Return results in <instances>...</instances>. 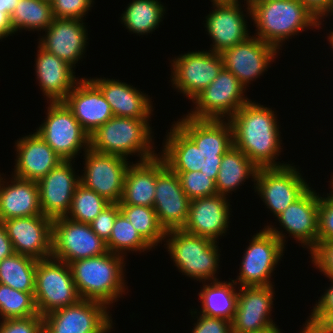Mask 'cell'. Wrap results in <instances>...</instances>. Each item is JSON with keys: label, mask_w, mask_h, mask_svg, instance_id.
Returning <instances> with one entry per match:
<instances>
[{"label": "cell", "mask_w": 333, "mask_h": 333, "mask_svg": "<svg viewBox=\"0 0 333 333\" xmlns=\"http://www.w3.org/2000/svg\"><path fill=\"white\" fill-rule=\"evenodd\" d=\"M300 330H301L300 333H328V332H325L320 326L314 327V328H303Z\"/></svg>", "instance_id": "54"}, {"label": "cell", "mask_w": 333, "mask_h": 333, "mask_svg": "<svg viewBox=\"0 0 333 333\" xmlns=\"http://www.w3.org/2000/svg\"><path fill=\"white\" fill-rule=\"evenodd\" d=\"M83 19L54 18L38 44L75 68L86 53L88 31Z\"/></svg>", "instance_id": "23"}, {"label": "cell", "mask_w": 333, "mask_h": 333, "mask_svg": "<svg viewBox=\"0 0 333 333\" xmlns=\"http://www.w3.org/2000/svg\"><path fill=\"white\" fill-rule=\"evenodd\" d=\"M272 286L239 287L233 333H249L274 325L271 318L275 289Z\"/></svg>", "instance_id": "24"}, {"label": "cell", "mask_w": 333, "mask_h": 333, "mask_svg": "<svg viewBox=\"0 0 333 333\" xmlns=\"http://www.w3.org/2000/svg\"><path fill=\"white\" fill-rule=\"evenodd\" d=\"M231 281H206L198 293L201 309L197 313L233 321L236 312L239 286ZM237 288V290H236Z\"/></svg>", "instance_id": "31"}, {"label": "cell", "mask_w": 333, "mask_h": 333, "mask_svg": "<svg viewBox=\"0 0 333 333\" xmlns=\"http://www.w3.org/2000/svg\"><path fill=\"white\" fill-rule=\"evenodd\" d=\"M328 333H333V313L320 325Z\"/></svg>", "instance_id": "52"}, {"label": "cell", "mask_w": 333, "mask_h": 333, "mask_svg": "<svg viewBox=\"0 0 333 333\" xmlns=\"http://www.w3.org/2000/svg\"><path fill=\"white\" fill-rule=\"evenodd\" d=\"M190 199L181 187L179 176L171 171L164 160L156 156V187L154 210L159 223L167 232L182 229L187 220Z\"/></svg>", "instance_id": "17"}, {"label": "cell", "mask_w": 333, "mask_h": 333, "mask_svg": "<svg viewBox=\"0 0 333 333\" xmlns=\"http://www.w3.org/2000/svg\"><path fill=\"white\" fill-rule=\"evenodd\" d=\"M124 260V256L108 251L71 262L69 265L80 298L99 301L112 308L113 303L128 291Z\"/></svg>", "instance_id": "3"}, {"label": "cell", "mask_w": 333, "mask_h": 333, "mask_svg": "<svg viewBox=\"0 0 333 333\" xmlns=\"http://www.w3.org/2000/svg\"><path fill=\"white\" fill-rule=\"evenodd\" d=\"M0 173V221L43 215L37 182L14 175L9 181Z\"/></svg>", "instance_id": "29"}, {"label": "cell", "mask_w": 333, "mask_h": 333, "mask_svg": "<svg viewBox=\"0 0 333 333\" xmlns=\"http://www.w3.org/2000/svg\"><path fill=\"white\" fill-rule=\"evenodd\" d=\"M34 315H39L34 292L15 290L0 283V318L2 320Z\"/></svg>", "instance_id": "39"}, {"label": "cell", "mask_w": 333, "mask_h": 333, "mask_svg": "<svg viewBox=\"0 0 333 333\" xmlns=\"http://www.w3.org/2000/svg\"><path fill=\"white\" fill-rule=\"evenodd\" d=\"M52 219L45 215L4 220L15 253L36 260L52 255Z\"/></svg>", "instance_id": "20"}, {"label": "cell", "mask_w": 333, "mask_h": 333, "mask_svg": "<svg viewBox=\"0 0 333 333\" xmlns=\"http://www.w3.org/2000/svg\"><path fill=\"white\" fill-rule=\"evenodd\" d=\"M295 166L292 163L283 167L258 169L253 189L274 217L280 215L310 188Z\"/></svg>", "instance_id": "12"}, {"label": "cell", "mask_w": 333, "mask_h": 333, "mask_svg": "<svg viewBox=\"0 0 333 333\" xmlns=\"http://www.w3.org/2000/svg\"><path fill=\"white\" fill-rule=\"evenodd\" d=\"M277 115L272 108L250 100L229 119L233 145L258 167H283L289 163L276 161L282 152Z\"/></svg>", "instance_id": "2"}, {"label": "cell", "mask_w": 333, "mask_h": 333, "mask_svg": "<svg viewBox=\"0 0 333 333\" xmlns=\"http://www.w3.org/2000/svg\"><path fill=\"white\" fill-rule=\"evenodd\" d=\"M106 252V242L91 229L90 224L75 222L67 217L53 219L52 258L70 264Z\"/></svg>", "instance_id": "13"}, {"label": "cell", "mask_w": 333, "mask_h": 333, "mask_svg": "<svg viewBox=\"0 0 333 333\" xmlns=\"http://www.w3.org/2000/svg\"><path fill=\"white\" fill-rule=\"evenodd\" d=\"M10 19L15 33L22 30L41 32V30L45 31L51 25L54 17L50 2L19 0Z\"/></svg>", "instance_id": "35"}, {"label": "cell", "mask_w": 333, "mask_h": 333, "mask_svg": "<svg viewBox=\"0 0 333 333\" xmlns=\"http://www.w3.org/2000/svg\"><path fill=\"white\" fill-rule=\"evenodd\" d=\"M83 155L85 163H83V174L80 175L81 184L95 191L110 203H120L124 177L131 163L127 161L129 159L98 153L90 148Z\"/></svg>", "instance_id": "16"}, {"label": "cell", "mask_w": 333, "mask_h": 333, "mask_svg": "<svg viewBox=\"0 0 333 333\" xmlns=\"http://www.w3.org/2000/svg\"><path fill=\"white\" fill-rule=\"evenodd\" d=\"M164 242L171 260L182 275L199 282L218 280L216 273L219 272L221 255L218 242L183 229L167 231Z\"/></svg>", "instance_id": "6"}, {"label": "cell", "mask_w": 333, "mask_h": 333, "mask_svg": "<svg viewBox=\"0 0 333 333\" xmlns=\"http://www.w3.org/2000/svg\"><path fill=\"white\" fill-rule=\"evenodd\" d=\"M48 103L46 118L36 133L63 160L75 161L83 149L85 152L90 148L89 134L63 101Z\"/></svg>", "instance_id": "8"}, {"label": "cell", "mask_w": 333, "mask_h": 333, "mask_svg": "<svg viewBox=\"0 0 333 333\" xmlns=\"http://www.w3.org/2000/svg\"><path fill=\"white\" fill-rule=\"evenodd\" d=\"M244 3L247 7L244 10L241 3L212 5L213 10L206 16L204 23L205 31L213 43L209 51L221 53L251 36L247 26L248 16L251 18L250 5Z\"/></svg>", "instance_id": "19"}, {"label": "cell", "mask_w": 333, "mask_h": 333, "mask_svg": "<svg viewBox=\"0 0 333 333\" xmlns=\"http://www.w3.org/2000/svg\"><path fill=\"white\" fill-rule=\"evenodd\" d=\"M330 182V186L329 187L331 189V191H329L330 193H327V195L333 200V175L331 176V181H328Z\"/></svg>", "instance_id": "58"}, {"label": "cell", "mask_w": 333, "mask_h": 333, "mask_svg": "<svg viewBox=\"0 0 333 333\" xmlns=\"http://www.w3.org/2000/svg\"><path fill=\"white\" fill-rule=\"evenodd\" d=\"M273 1H281V0H249L248 3H268Z\"/></svg>", "instance_id": "57"}, {"label": "cell", "mask_w": 333, "mask_h": 333, "mask_svg": "<svg viewBox=\"0 0 333 333\" xmlns=\"http://www.w3.org/2000/svg\"><path fill=\"white\" fill-rule=\"evenodd\" d=\"M0 333H43L42 316L12 318L0 321Z\"/></svg>", "instance_id": "44"}, {"label": "cell", "mask_w": 333, "mask_h": 333, "mask_svg": "<svg viewBox=\"0 0 333 333\" xmlns=\"http://www.w3.org/2000/svg\"><path fill=\"white\" fill-rule=\"evenodd\" d=\"M109 309L99 301L80 299L42 316L43 333H109L113 329Z\"/></svg>", "instance_id": "11"}, {"label": "cell", "mask_w": 333, "mask_h": 333, "mask_svg": "<svg viewBox=\"0 0 333 333\" xmlns=\"http://www.w3.org/2000/svg\"><path fill=\"white\" fill-rule=\"evenodd\" d=\"M94 0H53L51 2L54 18L84 19Z\"/></svg>", "instance_id": "41"}, {"label": "cell", "mask_w": 333, "mask_h": 333, "mask_svg": "<svg viewBox=\"0 0 333 333\" xmlns=\"http://www.w3.org/2000/svg\"><path fill=\"white\" fill-rule=\"evenodd\" d=\"M110 104L113 115L135 119H151L153 103L148 94L126 82L115 79L89 78Z\"/></svg>", "instance_id": "28"}, {"label": "cell", "mask_w": 333, "mask_h": 333, "mask_svg": "<svg viewBox=\"0 0 333 333\" xmlns=\"http://www.w3.org/2000/svg\"><path fill=\"white\" fill-rule=\"evenodd\" d=\"M325 196L319 197L317 242L333 241V200Z\"/></svg>", "instance_id": "43"}, {"label": "cell", "mask_w": 333, "mask_h": 333, "mask_svg": "<svg viewBox=\"0 0 333 333\" xmlns=\"http://www.w3.org/2000/svg\"><path fill=\"white\" fill-rule=\"evenodd\" d=\"M156 187V157L130 163L124 177L123 195L119 205L153 207Z\"/></svg>", "instance_id": "30"}, {"label": "cell", "mask_w": 333, "mask_h": 333, "mask_svg": "<svg viewBox=\"0 0 333 333\" xmlns=\"http://www.w3.org/2000/svg\"><path fill=\"white\" fill-rule=\"evenodd\" d=\"M332 285H329L325 292L319 297L318 302L313 306L312 312L307 317L303 328L319 327L333 313V278H328Z\"/></svg>", "instance_id": "42"}, {"label": "cell", "mask_w": 333, "mask_h": 333, "mask_svg": "<svg viewBox=\"0 0 333 333\" xmlns=\"http://www.w3.org/2000/svg\"><path fill=\"white\" fill-rule=\"evenodd\" d=\"M159 0H132L121 15V23L129 32L148 35L164 19L166 8Z\"/></svg>", "instance_id": "33"}, {"label": "cell", "mask_w": 333, "mask_h": 333, "mask_svg": "<svg viewBox=\"0 0 333 333\" xmlns=\"http://www.w3.org/2000/svg\"><path fill=\"white\" fill-rule=\"evenodd\" d=\"M230 202L227 196L220 194L191 200L182 229L217 242L226 235L230 225Z\"/></svg>", "instance_id": "22"}, {"label": "cell", "mask_w": 333, "mask_h": 333, "mask_svg": "<svg viewBox=\"0 0 333 333\" xmlns=\"http://www.w3.org/2000/svg\"><path fill=\"white\" fill-rule=\"evenodd\" d=\"M309 254L315 268L327 278H333V241L317 242Z\"/></svg>", "instance_id": "46"}, {"label": "cell", "mask_w": 333, "mask_h": 333, "mask_svg": "<svg viewBox=\"0 0 333 333\" xmlns=\"http://www.w3.org/2000/svg\"><path fill=\"white\" fill-rule=\"evenodd\" d=\"M165 137L158 155L171 171H201L215 181L223 155L233 146L232 126L225 119H195L184 114Z\"/></svg>", "instance_id": "1"}, {"label": "cell", "mask_w": 333, "mask_h": 333, "mask_svg": "<svg viewBox=\"0 0 333 333\" xmlns=\"http://www.w3.org/2000/svg\"><path fill=\"white\" fill-rule=\"evenodd\" d=\"M212 5L215 4H234V3H241L240 0H210ZM248 2L247 0H244Z\"/></svg>", "instance_id": "55"}, {"label": "cell", "mask_w": 333, "mask_h": 333, "mask_svg": "<svg viewBox=\"0 0 333 333\" xmlns=\"http://www.w3.org/2000/svg\"><path fill=\"white\" fill-rule=\"evenodd\" d=\"M109 252L126 256L128 252H144L153 248L142 238L130 221L121 213L117 214L112 233L106 241ZM127 251V252H126Z\"/></svg>", "instance_id": "37"}, {"label": "cell", "mask_w": 333, "mask_h": 333, "mask_svg": "<svg viewBox=\"0 0 333 333\" xmlns=\"http://www.w3.org/2000/svg\"><path fill=\"white\" fill-rule=\"evenodd\" d=\"M249 241L239 275L233 281L239 287L272 286L271 277L284 255V245L266 228L259 230Z\"/></svg>", "instance_id": "10"}, {"label": "cell", "mask_w": 333, "mask_h": 333, "mask_svg": "<svg viewBox=\"0 0 333 333\" xmlns=\"http://www.w3.org/2000/svg\"><path fill=\"white\" fill-rule=\"evenodd\" d=\"M74 162L63 160L37 182L42 214L52 220L66 217L74 192L81 183L72 166Z\"/></svg>", "instance_id": "21"}, {"label": "cell", "mask_w": 333, "mask_h": 333, "mask_svg": "<svg viewBox=\"0 0 333 333\" xmlns=\"http://www.w3.org/2000/svg\"><path fill=\"white\" fill-rule=\"evenodd\" d=\"M329 33H330L329 35L327 34V39L331 46V50L333 51V31H331L330 29Z\"/></svg>", "instance_id": "56"}, {"label": "cell", "mask_w": 333, "mask_h": 333, "mask_svg": "<svg viewBox=\"0 0 333 333\" xmlns=\"http://www.w3.org/2000/svg\"><path fill=\"white\" fill-rule=\"evenodd\" d=\"M245 91L237 77L222 68L218 76L192 100L194 109L191 108L186 115L195 119L229 120L251 100L245 96Z\"/></svg>", "instance_id": "9"}, {"label": "cell", "mask_w": 333, "mask_h": 333, "mask_svg": "<svg viewBox=\"0 0 333 333\" xmlns=\"http://www.w3.org/2000/svg\"><path fill=\"white\" fill-rule=\"evenodd\" d=\"M254 36L282 50L283 43L310 27L318 29V20L299 0L248 3ZM285 41V42H284Z\"/></svg>", "instance_id": "4"}, {"label": "cell", "mask_w": 333, "mask_h": 333, "mask_svg": "<svg viewBox=\"0 0 333 333\" xmlns=\"http://www.w3.org/2000/svg\"><path fill=\"white\" fill-rule=\"evenodd\" d=\"M119 210L153 249H155L160 242L162 244L166 231L159 223L153 207L119 205Z\"/></svg>", "instance_id": "36"}, {"label": "cell", "mask_w": 333, "mask_h": 333, "mask_svg": "<svg viewBox=\"0 0 333 333\" xmlns=\"http://www.w3.org/2000/svg\"><path fill=\"white\" fill-rule=\"evenodd\" d=\"M109 204L104 197L80 183L74 192L66 217L75 222L89 224Z\"/></svg>", "instance_id": "38"}, {"label": "cell", "mask_w": 333, "mask_h": 333, "mask_svg": "<svg viewBox=\"0 0 333 333\" xmlns=\"http://www.w3.org/2000/svg\"><path fill=\"white\" fill-rule=\"evenodd\" d=\"M319 21L318 30L333 6V0H299ZM323 20V21H322Z\"/></svg>", "instance_id": "48"}, {"label": "cell", "mask_w": 333, "mask_h": 333, "mask_svg": "<svg viewBox=\"0 0 333 333\" xmlns=\"http://www.w3.org/2000/svg\"><path fill=\"white\" fill-rule=\"evenodd\" d=\"M281 329L278 328L276 324L271 325L267 327L266 329L260 330V331H255V332H249V333H282L280 331Z\"/></svg>", "instance_id": "53"}, {"label": "cell", "mask_w": 333, "mask_h": 333, "mask_svg": "<svg viewBox=\"0 0 333 333\" xmlns=\"http://www.w3.org/2000/svg\"><path fill=\"white\" fill-rule=\"evenodd\" d=\"M328 16H333V6H332L330 12L328 13V15L326 17H328Z\"/></svg>", "instance_id": "59"}, {"label": "cell", "mask_w": 333, "mask_h": 333, "mask_svg": "<svg viewBox=\"0 0 333 333\" xmlns=\"http://www.w3.org/2000/svg\"><path fill=\"white\" fill-rule=\"evenodd\" d=\"M174 173L179 176L181 187L190 200L218 194L216 181L201 171Z\"/></svg>", "instance_id": "40"}, {"label": "cell", "mask_w": 333, "mask_h": 333, "mask_svg": "<svg viewBox=\"0 0 333 333\" xmlns=\"http://www.w3.org/2000/svg\"><path fill=\"white\" fill-rule=\"evenodd\" d=\"M42 1H46V2H50L51 3L53 0H42Z\"/></svg>", "instance_id": "60"}, {"label": "cell", "mask_w": 333, "mask_h": 333, "mask_svg": "<svg viewBox=\"0 0 333 333\" xmlns=\"http://www.w3.org/2000/svg\"><path fill=\"white\" fill-rule=\"evenodd\" d=\"M150 121L113 116L89 135L90 149L125 159L136 154L138 162L150 160L158 155Z\"/></svg>", "instance_id": "5"}, {"label": "cell", "mask_w": 333, "mask_h": 333, "mask_svg": "<svg viewBox=\"0 0 333 333\" xmlns=\"http://www.w3.org/2000/svg\"><path fill=\"white\" fill-rule=\"evenodd\" d=\"M18 2L19 0H0V11H5L11 16Z\"/></svg>", "instance_id": "51"}, {"label": "cell", "mask_w": 333, "mask_h": 333, "mask_svg": "<svg viewBox=\"0 0 333 333\" xmlns=\"http://www.w3.org/2000/svg\"><path fill=\"white\" fill-rule=\"evenodd\" d=\"M16 141L15 177L38 182L63 161L36 132Z\"/></svg>", "instance_id": "26"}, {"label": "cell", "mask_w": 333, "mask_h": 333, "mask_svg": "<svg viewBox=\"0 0 333 333\" xmlns=\"http://www.w3.org/2000/svg\"><path fill=\"white\" fill-rule=\"evenodd\" d=\"M171 83L177 92L193 100L219 74L223 68L220 53L213 51H191L170 60Z\"/></svg>", "instance_id": "14"}, {"label": "cell", "mask_w": 333, "mask_h": 333, "mask_svg": "<svg viewBox=\"0 0 333 333\" xmlns=\"http://www.w3.org/2000/svg\"><path fill=\"white\" fill-rule=\"evenodd\" d=\"M190 311L191 316L197 318L191 333H233L232 322L218 317L197 314V309L195 311L191 309Z\"/></svg>", "instance_id": "47"}, {"label": "cell", "mask_w": 333, "mask_h": 333, "mask_svg": "<svg viewBox=\"0 0 333 333\" xmlns=\"http://www.w3.org/2000/svg\"><path fill=\"white\" fill-rule=\"evenodd\" d=\"M319 197L320 194L310 187L299 199L291 203L276 217L281 230L271 224L264 226V228L274 234L284 247L287 238L285 234L288 233V236H293L292 238H295L294 240L298 241L299 245L301 243L303 248H307L311 252L316 247L318 239Z\"/></svg>", "instance_id": "15"}, {"label": "cell", "mask_w": 333, "mask_h": 333, "mask_svg": "<svg viewBox=\"0 0 333 333\" xmlns=\"http://www.w3.org/2000/svg\"><path fill=\"white\" fill-rule=\"evenodd\" d=\"M34 299L40 316L76 304L81 298L70 265L52 257L38 260Z\"/></svg>", "instance_id": "7"}, {"label": "cell", "mask_w": 333, "mask_h": 333, "mask_svg": "<svg viewBox=\"0 0 333 333\" xmlns=\"http://www.w3.org/2000/svg\"><path fill=\"white\" fill-rule=\"evenodd\" d=\"M15 253L4 224L0 221V261Z\"/></svg>", "instance_id": "49"}, {"label": "cell", "mask_w": 333, "mask_h": 333, "mask_svg": "<svg viewBox=\"0 0 333 333\" xmlns=\"http://www.w3.org/2000/svg\"><path fill=\"white\" fill-rule=\"evenodd\" d=\"M258 167L234 145L223 155L218 177L216 179L217 193L229 197L241 184L249 180L255 182Z\"/></svg>", "instance_id": "32"}, {"label": "cell", "mask_w": 333, "mask_h": 333, "mask_svg": "<svg viewBox=\"0 0 333 333\" xmlns=\"http://www.w3.org/2000/svg\"><path fill=\"white\" fill-rule=\"evenodd\" d=\"M15 34L12 25L10 16L5 11H0V40L3 38H8V36H12Z\"/></svg>", "instance_id": "50"}, {"label": "cell", "mask_w": 333, "mask_h": 333, "mask_svg": "<svg viewBox=\"0 0 333 333\" xmlns=\"http://www.w3.org/2000/svg\"><path fill=\"white\" fill-rule=\"evenodd\" d=\"M279 51L252 35L247 40L220 53L223 68L233 73L247 89L271 67Z\"/></svg>", "instance_id": "18"}, {"label": "cell", "mask_w": 333, "mask_h": 333, "mask_svg": "<svg viewBox=\"0 0 333 333\" xmlns=\"http://www.w3.org/2000/svg\"><path fill=\"white\" fill-rule=\"evenodd\" d=\"M119 212V203H110L89 223L91 229L105 242L112 233V228Z\"/></svg>", "instance_id": "45"}, {"label": "cell", "mask_w": 333, "mask_h": 333, "mask_svg": "<svg viewBox=\"0 0 333 333\" xmlns=\"http://www.w3.org/2000/svg\"><path fill=\"white\" fill-rule=\"evenodd\" d=\"M63 102L89 135L114 116L100 89L87 77L81 78Z\"/></svg>", "instance_id": "25"}, {"label": "cell", "mask_w": 333, "mask_h": 333, "mask_svg": "<svg viewBox=\"0 0 333 333\" xmlns=\"http://www.w3.org/2000/svg\"><path fill=\"white\" fill-rule=\"evenodd\" d=\"M36 259L14 253L0 261V283L23 292H35Z\"/></svg>", "instance_id": "34"}, {"label": "cell", "mask_w": 333, "mask_h": 333, "mask_svg": "<svg viewBox=\"0 0 333 333\" xmlns=\"http://www.w3.org/2000/svg\"><path fill=\"white\" fill-rule=\"evenodd\" d=\"M35 58L36 79L48 102L63 101L81 80L75 68L48 52L38 44Z\"/></svg>", "instance_id": "27"}]
</instances>
